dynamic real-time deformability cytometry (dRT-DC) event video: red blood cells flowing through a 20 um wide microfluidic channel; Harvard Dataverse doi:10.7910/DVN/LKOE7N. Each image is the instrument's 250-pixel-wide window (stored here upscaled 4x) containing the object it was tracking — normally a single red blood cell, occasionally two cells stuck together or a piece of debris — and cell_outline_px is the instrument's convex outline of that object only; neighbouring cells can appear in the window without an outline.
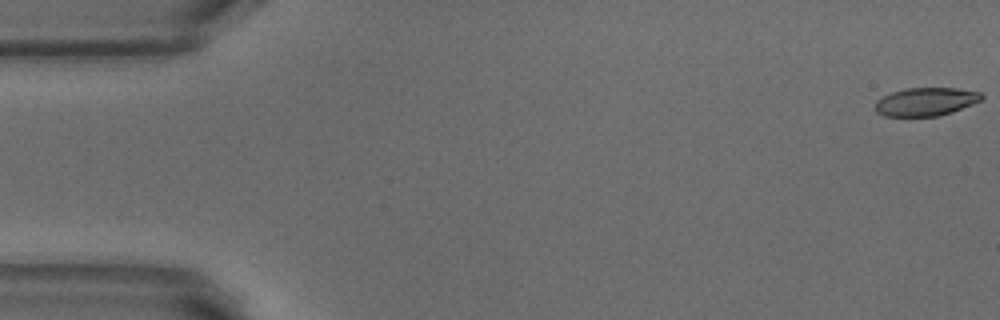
{"species": "common noctule bat (a hibernating species)", "species_latin": "Nyctalus noctula", "temperature_condition": "warm", "stored_images_in_passage": 52, "camera_frame_rate_fps": 3000, "um_per_image_px": 0.085, "animal": {"sex": "male", "body_mass_g": 18.8}, "frame": {"image": 1, "passage_image": 1, "time_ms": 0.0, "image_size_px": [1000, 320], "cell_outline_px": [[984, 96], [980, 100], [972, 104], [952, 112], [936, 116], [884, 116], [876, 112], [876, 100], [892, 92], [904, 88], [956, 88], [980, 92]], "centroid_in_image_um": [78.68, 8.64], "position_along_channel_um": 6.3, "area_um2": 17.4}}
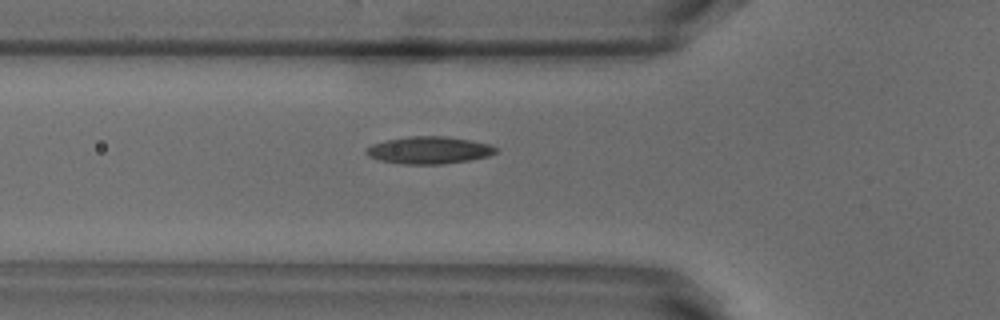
{"frame": {"image": 2, "passage_image": 18, "time_ms": 5.667, "image_size_px": [1000, 320], "cell_outline_px": [[496, 152], [488, 156], [468, 160], [444, 164], [400, 164], [380, 160], [368, 156], [364, 152], [364, 148], [372, 144], [384, 140], [408, 136], [448, 136], [472, 140], [492, 144], [496, 148]], "centroid_in_image_um": [36.43, 12.75], "position_along_channel_um": 89.4, "area_um2": 20.87}}
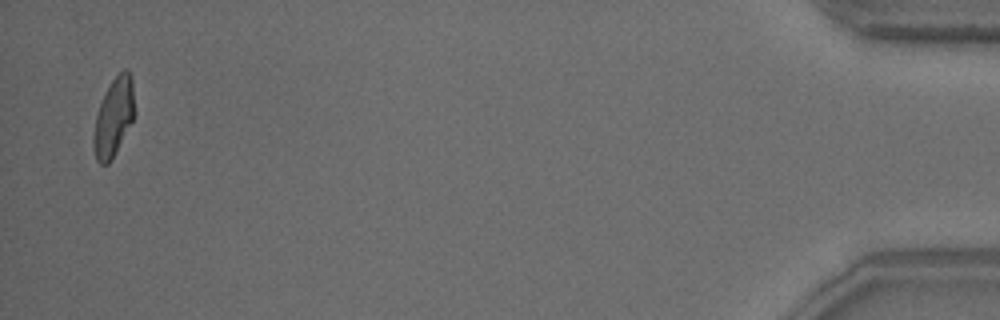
{"frame": {"image": 3, "passage_image": 51, "time_ms": 16.667, "image_size_px": [1000, 320], "cell_outline_px": [[132, 120], [112, 160], [108, 164], [100, 164], [96, 160], [92, 148], [92, 136], [96, 116], [100, 104], [112, 80], [124, 68], [128, 68], [132, 76]], "centroid_in_image_um": [9.61, 10.01], "position_along_channel_um": 425.6, "area_um2": 18.26}, "authors_computed_cell_mechanics": {"area_um2": 19.2763, "velocity_mm_per_s": 3.8678, "shape_relaxation_time_tau1_ms": 7.6625, "shape_relaxation_time_tau2_ms": 1.7412, "deformation_change_tau1": 0.2103, "deformation_change_tau2": 0.0883}}